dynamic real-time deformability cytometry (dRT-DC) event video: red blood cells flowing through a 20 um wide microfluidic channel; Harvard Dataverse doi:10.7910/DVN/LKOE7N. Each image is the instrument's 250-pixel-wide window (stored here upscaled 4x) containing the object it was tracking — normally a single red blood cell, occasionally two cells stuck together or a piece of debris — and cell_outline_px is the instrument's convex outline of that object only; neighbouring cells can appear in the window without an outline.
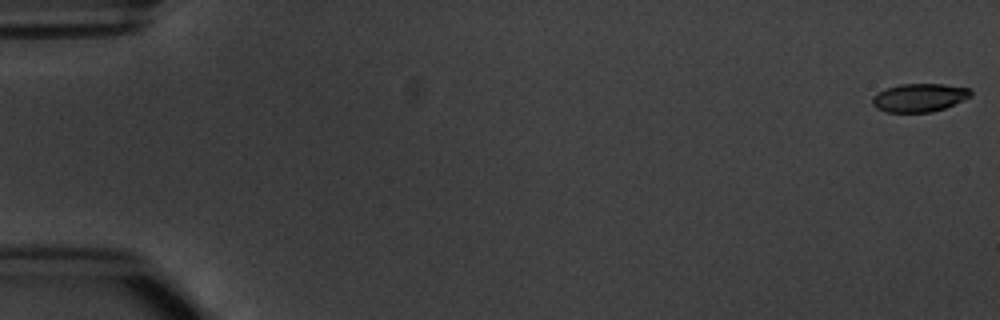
{"species": "common noctule bat (a hibernating species)", "species_latin": "Nyctalus noctula", "temperature_condition": "warm", "stored_images_in_passage": 5, "camera_frame_rate_fps": 3000, "um_per_image_px": 0.085, "animal": {"sex": "male", "body_mass_g": 20.1, "forearm_length_mm": 53.5}, "frame": {"image": 1, "passage_image": 1, "time_ms": 0.0, "image_size_px": [1000, 320], "cell_outline_px": [[972, 96], [964, 100], [944, 108], [932, 112], [888, 112], [876, 108], [872, 104], [872, 96], [888, 88], [900, 84], [944, 84], [968, 88], [972, 92]], "centroid_in_image_um": [78.16, 8.3], "position_along_channel_um": 6.8, "area_um2": 16.13}}